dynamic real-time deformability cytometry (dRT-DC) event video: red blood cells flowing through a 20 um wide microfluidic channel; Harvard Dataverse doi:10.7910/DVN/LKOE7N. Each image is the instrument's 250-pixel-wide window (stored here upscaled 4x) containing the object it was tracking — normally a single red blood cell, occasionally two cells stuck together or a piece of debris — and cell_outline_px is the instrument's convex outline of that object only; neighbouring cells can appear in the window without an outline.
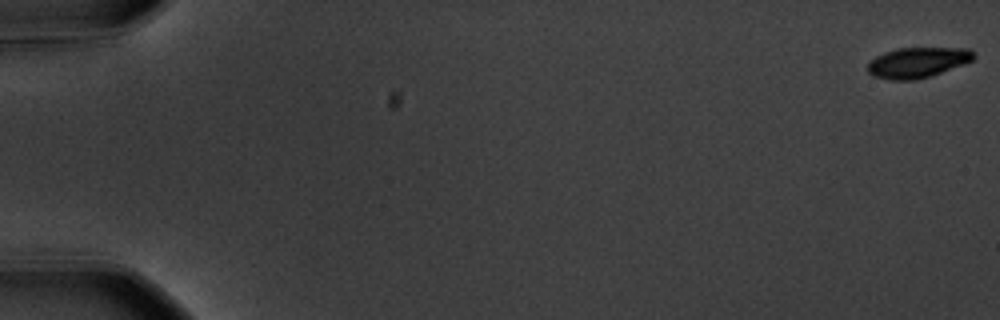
{"species": "common noctule bat (a hibernating species)", "species_latin": "Nyctalus noctula", "temperature_condition": "warm", "stored_images_in_passage": 58, "camera_frame_rate_fps": 3000, "um_per_image_px": 0.085, "animal": {"sex": "male", "body_mass_g": 20.1, "forearm_length_mm": 53.5}, "frame": {"image": 1, "passage_image": 1, "time_ms": 0.0, "image_size_px": [1000, 320], "cell_outline_px": [[976, 56], [972, 60], [964, 64], [932, 76], [916, 80], [888, 80], [876, 76], [868, 72], [868, 64], [876, 56], [884, 52], [896, 48], [968, 48]], "centroid_in_image_um": [78.0, 5.31], "position_along_channel_um": 7.0, "area_um2": 18.79}}
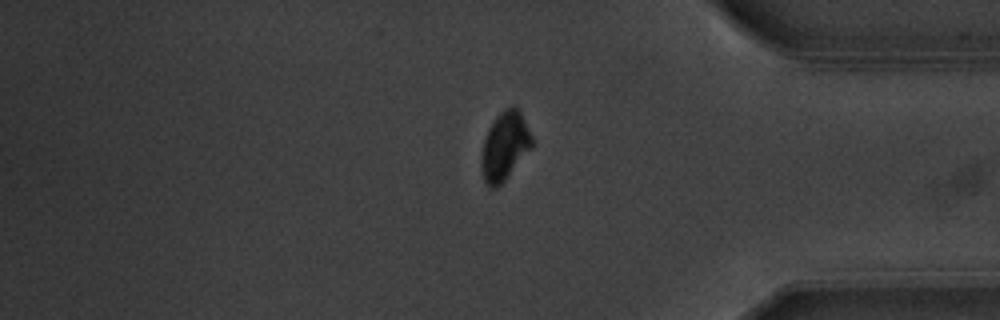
{"frame": {"image": 2, "passage_image": 49, "time_ms": 16.0, "image_size_px": [1000, 320], "cell_outline_px": [[532, 148], [504, 180], [496, 188], [488, 188], [484, 180], [480, 168], [480, 156], [484, 140], [488, 128], [496, 116], [504, 108], [516, 108], [520, 112], [532, 136]], "centroid_in_image_um": [42.87, 12.45], "position_along_channel_um": 392.3, "area_um2": 20.06}}
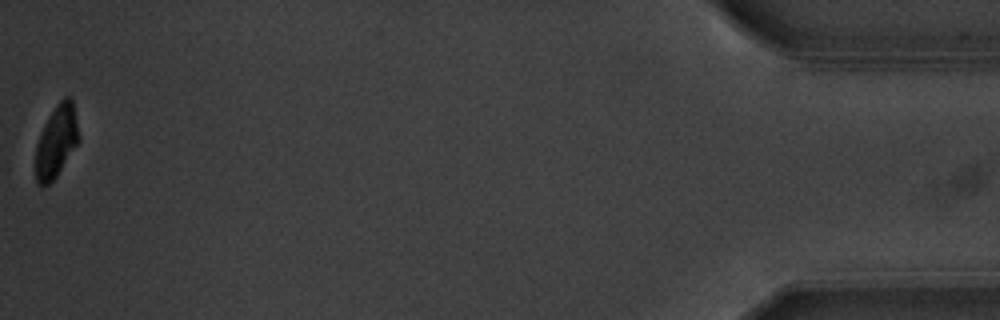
{"frame": {"image": 3, "passage_image": 58, "time_ms": 19.0, "image_size_px": [1000, 320], "cell_outline_px": [[80, 140], [56, 176], [48, 184], [40, 184], [36, 180], [36, 144], [40, 132], [48, 116], [56, 104], [64, 96], [68, 96], [72, 100], [80, 136]], "centroid_in_image_um": [4.8, 11.96], "position_along_channel_um": 430.4, "area_um2": 17.98}, "authors_computed_cell_mechanics": {"area_um2": 20.5479, "velocity_mm_per_s": 3.5929, "shape_relaxation_time_tau1_ms": 2.0717, "shape_relaxation_time_tau2_ms": null, "deformation_change_tau1": 0.1177, "deformation_change_tau2": null}}